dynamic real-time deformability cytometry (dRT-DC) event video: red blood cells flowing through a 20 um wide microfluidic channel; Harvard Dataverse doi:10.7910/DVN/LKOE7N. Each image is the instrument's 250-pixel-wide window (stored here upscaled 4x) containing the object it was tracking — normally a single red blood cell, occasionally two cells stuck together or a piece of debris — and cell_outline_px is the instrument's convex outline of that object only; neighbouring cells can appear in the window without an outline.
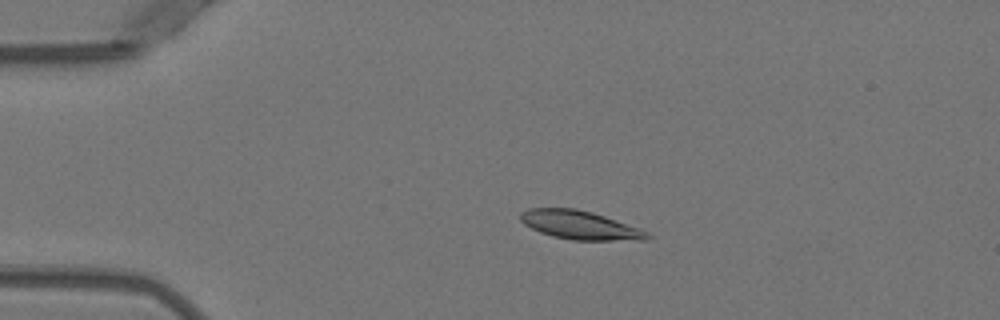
{"species": "Egyptian fruit bat (a non-hibernating species)", "species_latin": "Rousettus aegyptiacus", "temperature_condition": "warm", "stored_images_in_passage": 52, "camera_frame_rate_fps": 3000, "um_per_image_px": 0.085, "animal": {"sex": "female"}, "frame": {"image": 1, "passage_image": 12, "time_ms": 3.667, "image_size_px": [1000, 320], "cell_outline_px": [[652, 236], [648, 240], [572, 240], [552, 236], [540, 232], [524, 224], [520, 220], [520, 212], [528, 208], [576, 208], [592, 212], [640, 228], [648, 232]], "centroid_in_image_um": [49.3, 19.13], "position_along_channel_um": 35.7, "area_um2": 21.21}}
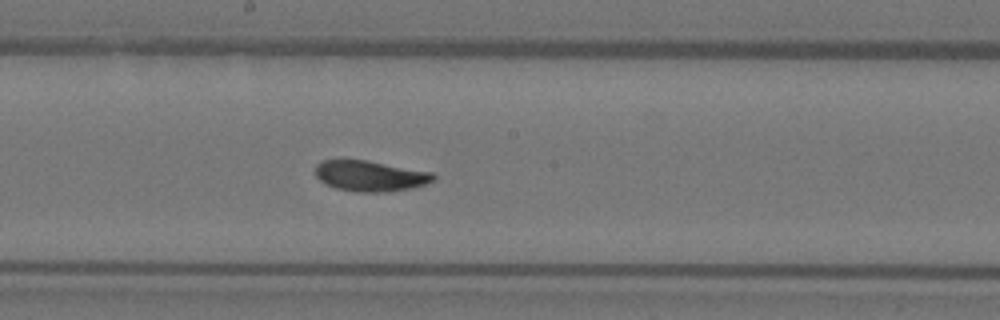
{"frame": {"image": 2, "passage_image": 29, "time_ms": 9.333, "image_size_px": [1000, 320], "cell_outline_px": [[436, 180], [412, 188], [388, 192], [356, 192], [336, 188], [320, 180], [316, 176], [316, 164], [320, 160], [340, 156], [368, 160], [432, 172], [436, 176]], "centroid_in_image_um": [31.42, 14.9], "position_along_channel_um": 216.8, "area_um2": 21.85}}
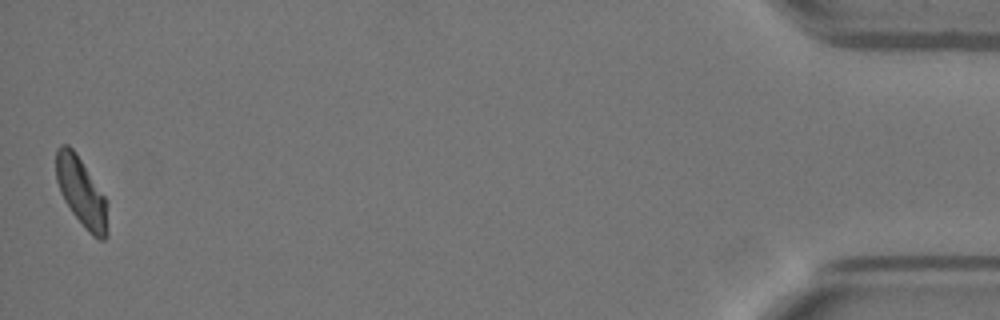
{"frame": {"image": 3, "passage_image": 52, "time_ms": 17.0, "image_size_px": [1000, 320], "cell_outline_px": [[108, 236], [104, 240], [100, 240], [92, 236], [88, 232], [72, 212], [64, 200], [60, 192], [56, 180], [56, 148], [60, 144], [68, 144], [76, 152], [108, 200]], "centroid_in_image_um": [6.95, 16.35], "position_along_channel_um": 428.3, "area_um2": 21.15}, "authors_computed_cell_mechanics": {"area_um2": 21.1259, "velocity_mm_per_s": 3.9367, "shape_relaxation_time_tau1_ms": 3.5833, "shape_relaxation_time_tau2_ms": 2.853, "deformation_change_tau1": 0.1183, "deformation_change_tau2": 0.0715}}